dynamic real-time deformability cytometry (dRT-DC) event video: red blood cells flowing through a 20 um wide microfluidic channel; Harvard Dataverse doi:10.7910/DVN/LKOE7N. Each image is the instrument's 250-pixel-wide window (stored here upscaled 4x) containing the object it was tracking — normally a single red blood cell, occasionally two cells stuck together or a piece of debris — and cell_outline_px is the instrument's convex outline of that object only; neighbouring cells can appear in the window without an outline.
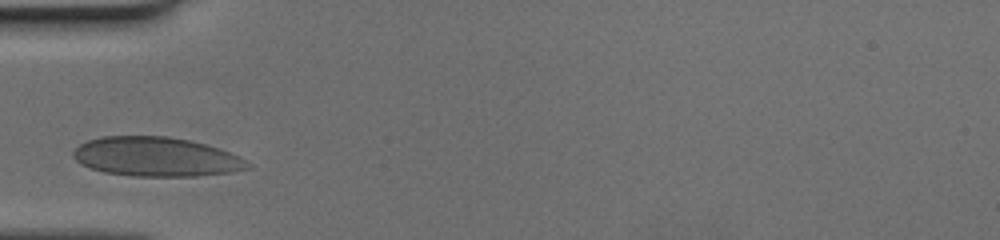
{"species": "human", "species_latin": "Homo sapiens", "temperature_condition": "cold", "stored_images_in_passage": 23, "camera_frame_rate_fps": 3000, "um_per_image_px": 0.085, "donor": {"sex": "female"}, "frame": {"image": 1, "passage_image": 1, "time_ms": 0.0, "image_size_px": [1000, 240], "cell_outline_px": [[248, 168], [228, 172], [196, 176], [136, 176], [104, 172], [80, 164], [72, 156], [72, 152], [80, 144], [88, 140], [104, 136], [164, 136], [188, 140], [204, 144], [228, 152], [244, 160], [248, 164]], "centroid_in_image_um": [13.18, 13.32], "position_along_channel_um": 71.8, "area_um2": 39.3}}
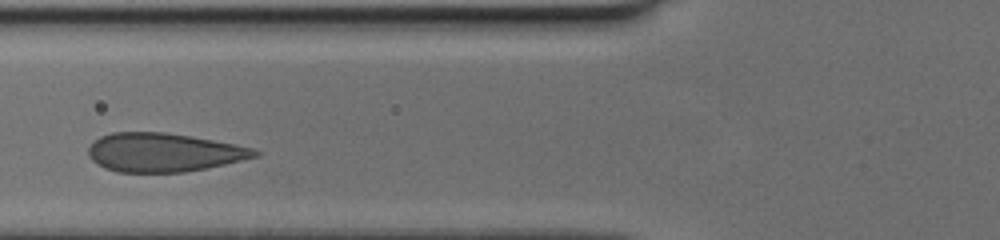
{"frame": {"image": 2, "passage_image": 4, "time_ms": 1.0, "image_size_px": [1000, 240], "cell_outline_px": [[260, 156], [208, 168], [184, 172], [116, 172], [104, 168], [96, 164], [88, 156], [88, 148], [100, 136], [112, 132], [164, 132], [192, 136], [236, 144], [252, 148], [260, 152]], "centroid_in_image_um": [13.91, 12.96], "position_along_channel_um": 111.9, "area_um2": 37.74}}